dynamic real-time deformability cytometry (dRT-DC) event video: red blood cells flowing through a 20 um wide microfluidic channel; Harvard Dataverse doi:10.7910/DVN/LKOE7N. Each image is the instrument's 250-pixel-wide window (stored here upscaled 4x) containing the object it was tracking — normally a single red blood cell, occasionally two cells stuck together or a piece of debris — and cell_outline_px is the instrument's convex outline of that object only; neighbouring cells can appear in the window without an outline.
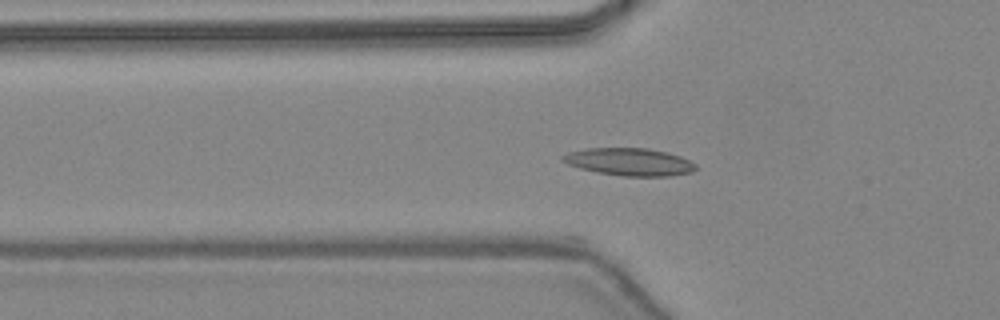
{"species": "common noctule bat (a hibernating species)", "species_latin": "Nyctalus noctula", "temperature_condition": "warm", "stored_images_in_passage": 41, "camera_frame_rate_fps": 3000, "um_per_image_px": 0.085, "animal": {"sex": "female", "body_mass_g": 24.6, "forearm_length_mm": 56.2}, "frame": {"image": 1, "passage_image": 10, "time_ms": 3.0, "image_size_px": [1000, 320], "cell_outline_px": [[696, 168], [692, 172], [668, 176], [624, 176], [596, 172], [580, 168], [568, 164], [560, 160], [560, 156], [568, 152], [588, 148], [648, 148], [668, 152], [680, 156], [696, 164]], "centroid_in_image_um": [53.48, 13.75], "position_along_channel_um": 72.3, "area_um2": 21.39}}
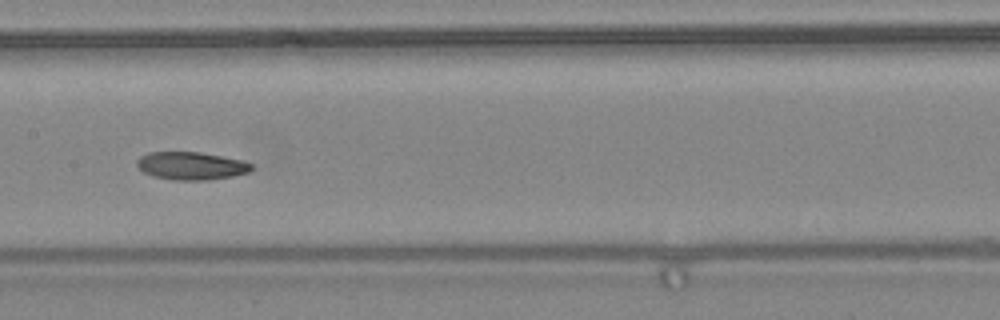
{"frame": {"image": 2, "passage_image": 18, "time_ms": 5.667, "image_size_px": [1000, 320], "cell_outline_px": [[252, 168], [248, 172], [232, 176], [208, 180], [172, 180], [152, 176], [144, 172], [136, 164], [136, 160], [140, 156], [148, 152], [200, 152], [240, 160], [252, 164]], "centroid_in_image_um": [16.2, 14.1], "position_along_channel_um": 191.2, "area_um2": 18.5}}
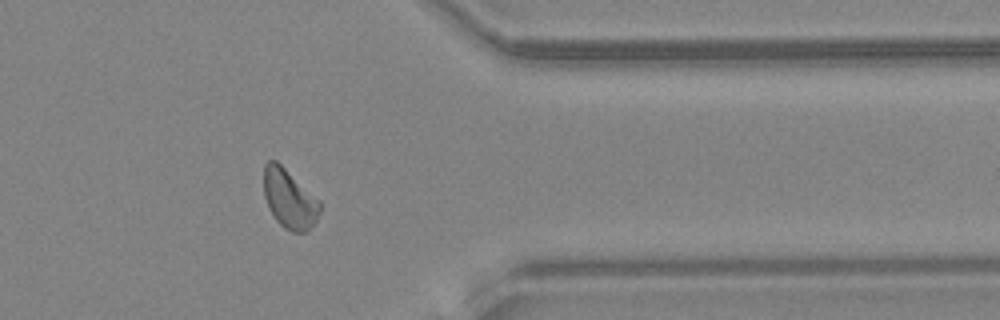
{"frame": {"image": 3, "passage_image": 32, "time_ms": 10.333, "image_size_px": [1000, 320], "cell_outline_px": [[320, 212], [316, 220], [304, 232], [292, 232], [284, 228], [276, 220], [268, 208], [264, 196], [264, 164], [268, 160], [276, 160], [320, 200]], "centroid_in_image_um": [24.58, 16.89], "position_along_channel_um": 386.8, "area_um2": 19.25}, "authors_computed_cell_mechanics": {"area_um2": 19.0162, "velocity_mm_per_s": 4.4396, "shape_relaxation_time_tau1_ms": 9.7022, "shape_relaxation_time_tau2_ms": 3.8117, "deformation_change_tau1": 0.1809, "deformation_change_tau2": 0.108}}